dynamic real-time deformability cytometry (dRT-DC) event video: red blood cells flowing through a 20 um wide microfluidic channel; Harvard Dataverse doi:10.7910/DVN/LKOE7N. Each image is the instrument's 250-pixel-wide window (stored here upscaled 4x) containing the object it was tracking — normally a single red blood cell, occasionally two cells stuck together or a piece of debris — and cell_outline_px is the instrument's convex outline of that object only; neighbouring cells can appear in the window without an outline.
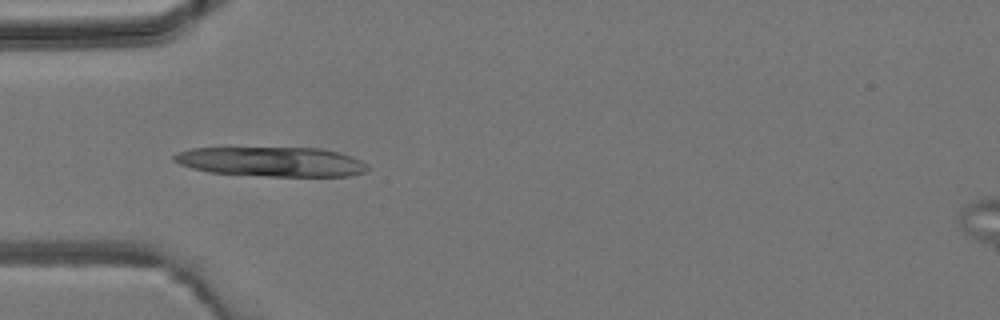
{"species": "common noctule bat (a hibernating species)", "species_latin": "Nyctalus noctula", "temperature_condition": "room temperature", "stored_images_in_passage": 3, "camera_frame_rate_fps": 3000, "um_per_image_px": 0.085, "animal": {"sex": "male", "body_mass_g": 19.2, "forearm_length_mm": 51.8}, "frame": {"image": 1, "passage_image": 3, "time_ms": 2.333, "image_size_px": [1000, 320], "cell_outline_px": [[372, 168], [364, 172], [348, 176], [268, 176], [208, 172], [192, 168], [180, 164], [172, 160], [172, 156], [176, 152], [192, 148], [320, 148], [336, 152], [360, 160]], "centroid_in_image_um": [23.05, 13.75], "position_along_channel_um": 61.9, "area_um2": 33.23}}